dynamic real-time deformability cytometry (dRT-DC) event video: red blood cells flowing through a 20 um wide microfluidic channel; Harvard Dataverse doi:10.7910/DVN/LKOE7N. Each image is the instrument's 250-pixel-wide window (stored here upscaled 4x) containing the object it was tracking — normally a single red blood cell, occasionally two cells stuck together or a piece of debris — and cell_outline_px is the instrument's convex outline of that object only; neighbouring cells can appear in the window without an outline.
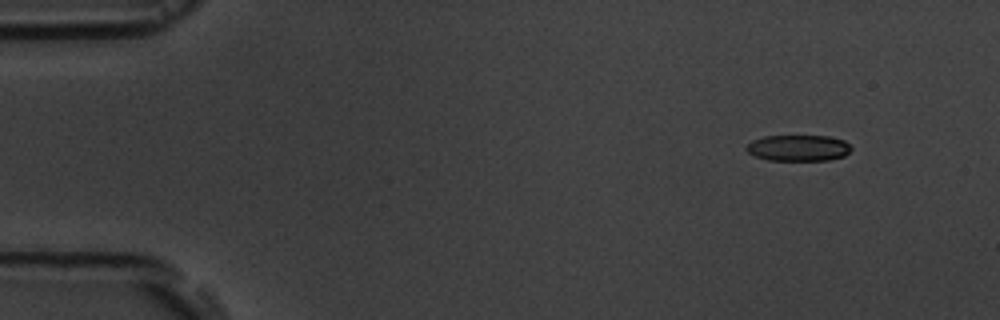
{"species": "common noctule bat (a hibernating species)", "species_latin": "Nyctalus noctula", "temperature_condition": "room temperature", "stored_images_in_passage": 4, "camera_frame_rate_fps": 3000, "um_per_image_px": 0.085, "animal": {"sex": "male", "body_mass_g": 19.5, "forearm_length_mm": 54.6}, "frame": {"image": 1, "passage_image": 1, "time_ms": 0.0, "image_size_px": [1000, 320], "cell_outline_px": [[852, 148], [844, 156], [828, 160], [768, 160], [756, 156], [748, 152], [744, 148], [752, 140], [764, 136], [828, 136], [844, 140]], "centroid_in_image_um": [67.85, 12.57], "position_along_channel_um": 17.2, "area_um2": 15.9}}
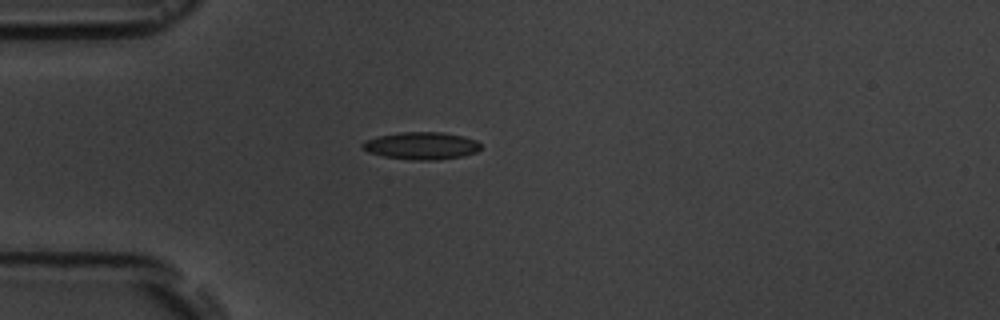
{"frame": {"image": 2, "passage_image": 4, "time_ms": 3.333, "image_size_px": [1000, 320], "cell_outline_px": [[480, 148], [476, 152], [460, 156], [436, 160], [416, 160], [384, 156], [368, 152], [360, 148], [360, 144], [364, 140], [376, 136], [400, 132], [444, 132], [464, 136], [476, 140], [480, 144]], "centroid_in_image_um": [35.77, 12.37], "position_along_channel_um": 49.2, "area_um2": 18.96}}